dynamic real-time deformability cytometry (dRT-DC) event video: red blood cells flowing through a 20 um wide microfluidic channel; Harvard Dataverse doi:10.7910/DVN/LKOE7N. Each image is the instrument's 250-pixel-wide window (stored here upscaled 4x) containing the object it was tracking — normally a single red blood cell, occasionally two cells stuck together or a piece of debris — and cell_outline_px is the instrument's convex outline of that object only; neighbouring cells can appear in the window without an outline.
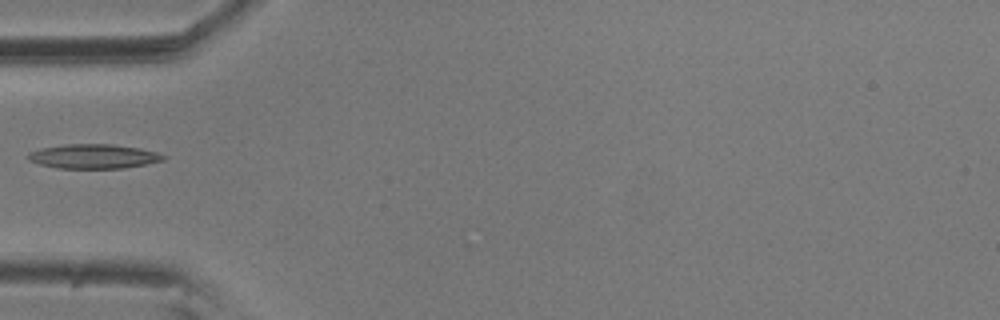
{"species": "common noctule bat (a hibernating species)", "species_latin": "Nyctalus noctula", "temperature_condition": "room temperature", "stored_images_in_passage": 6, "camera_frame_rate_fps": 3000, "um_per_image_px": 0.085, "animal": {"sex": "male", "body_mass_g": 20.5, "forearm_length_mm": 52.5}, "frame": {"image": 1, "passage_image": 6, "time_ms": 1.667, "image_size_px": [1000, 320], "cell_outline_px": [[168, 156], [164, 160], [124, 168], [60, 168], [40, 164], [28, 160], [28, 152], [40, 148], [64, 144], [112, 144], [140, 148], [156, 152]], "centroid_in_image_um": [7.95, 13.28], "position_along_channel_um": 77.0, "area_um2": 19.19}}